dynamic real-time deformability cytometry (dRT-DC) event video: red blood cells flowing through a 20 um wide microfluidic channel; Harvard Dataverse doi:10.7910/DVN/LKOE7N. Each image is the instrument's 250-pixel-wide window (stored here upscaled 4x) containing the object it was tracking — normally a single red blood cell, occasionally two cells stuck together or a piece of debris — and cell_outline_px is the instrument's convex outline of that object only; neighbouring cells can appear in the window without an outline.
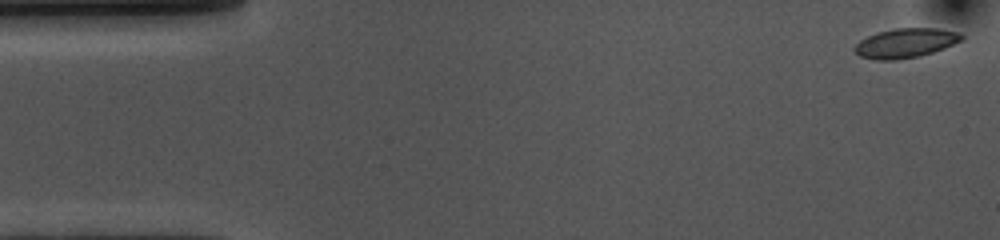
{"species": "common noctule bat (a hibernating species)", "species_latin": "Nyctalus noctula", "temperature_condition": "cold", "stored_images_in_passage": 54, "camera_frame_rate_fps": 3000, "um_per_image_px": 0.085, "animal": {"sex": "female", "body_mass_g": 10.0, "forearm_length_mm": 53.1}, "frame": {"image": 1, "passage_image": 1, "time_ms": 0.0, "image_size_px": [1000, 240], "cell_outline_px": [[964, 36], [960, 40], [944, 48], [920, 56], [896, 60], [876, 60], [860, 56], [852, 48], [860, 40], [868, 36], [880, 32], [896, 28], [936, 28], [960, 32]], "centroid_in_image_um": [76.96, 3.66], "position_along_channel_um": 8.0, "area_um2": 18.21}}
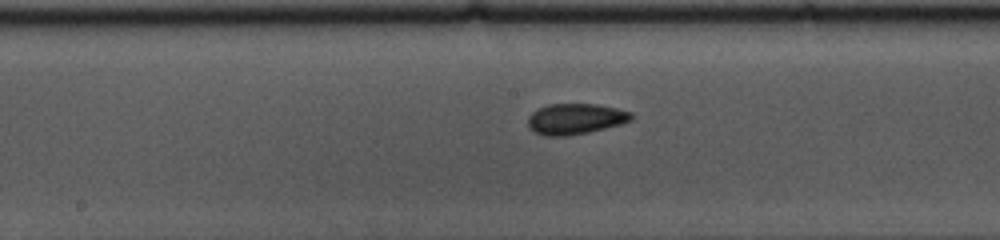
{"frame": {"image": 2, "passage_image": 26, "time_ms": 8.333, "image_size_px": [1000, 240], "cell_outline_px": [[632, 120], [620, 124], [588, 132], [568, 136], [544, 136], [532, 132], [528, 128], [528, 116], [532, 112], [548, 104], [596, 104], [616, 108], [632, 112]], "centroid_in_image_um": [48.87, 10.11], "position_along_channel_um": 199.3, "area_um2": 18.61}}
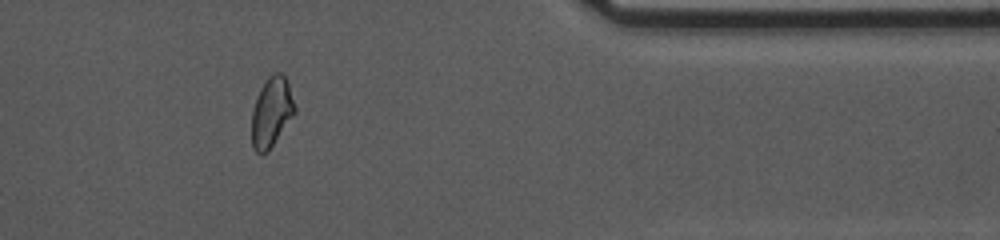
{"frame": {"image": 3, "passage_image": 44, "time_ms": 14.333, "image_size_px": [1000, 240], "cell_outline_px": [[296, 112], [268, 152], [256, 152], [252, 148], [252, 108], [260, 88], [264, 80], [272, 72], [280, 72], [288, 80], [296, 108]], "centroid_in_image_um": [23.08, 9.49], "position_along_channel_um": 388.3, "area_um2": 17.74}, "authors_computed_cell_mechanics": {"area_um2": 17.9758, "velocity_mm_per_s": 3.6007, "shape_relaxation_time_tau1_ms": 4.6649, "shape_relaxation_time_tau2_ms": 2.5862, "deformation_change_tau1": 0.1115, "deformation_change_tau2": 0.0748}}